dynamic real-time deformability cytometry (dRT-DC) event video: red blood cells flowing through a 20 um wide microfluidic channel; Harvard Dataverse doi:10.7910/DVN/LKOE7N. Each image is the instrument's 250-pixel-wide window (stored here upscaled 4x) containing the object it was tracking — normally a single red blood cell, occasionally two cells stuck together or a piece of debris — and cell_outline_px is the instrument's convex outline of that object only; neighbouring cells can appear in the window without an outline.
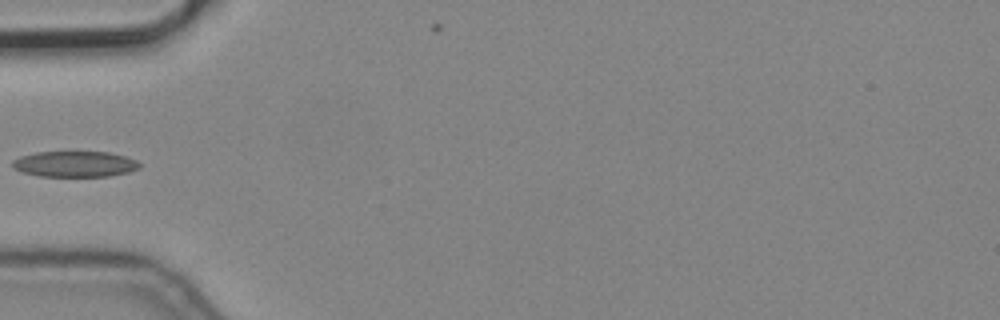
{"species": "common noctule bat (a hibernating species)", "species_latin": "Nyctalus noctula", "temperature_condition": "cold", "stored_images_in_passage": 8, "camera_frame_rate_fps": 3000, "um_per_image_px": 0.085, "animal": {"sex": "male", "body_mass_g": 19.2, "forearm_length_mm": 51.8}, "frame": {"image": 1, "passage_image": 6, "time_ms": 1.667, "image_size_px": [1000, 320], "cell_outline_px": [[140, 168], [128, 172], [108, 176], [40, 176], [20, 172], [12, 168], [12, 160], [20, 156], [36, 152], [108, 152], [124, 156], [136, 160], [140, 164]], "centroid_in_image_um": [6.32, 13.94], "position_along_channel_um": 78.7, "area_um2": 19.13}}
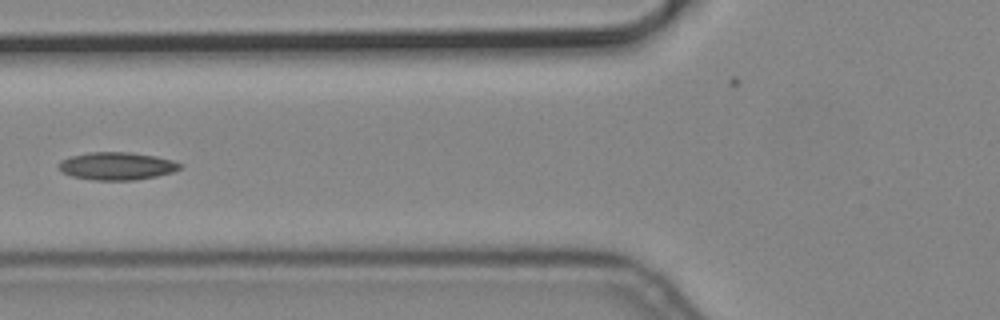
{"frame": {"image": 2, "passage_image": 7, "time_ms": 2.0, "image_size_px": [1000, 320], "cell_outline_px": [[180, 168], [172, 172], [156, 176], [136, 180], [96, 180], [72, 176], [64, 172], [60, 168], [60, 160], [68, 156], [88, 152], [132, 152], [156, 156], [172, 160], [180, 164]], "centroid_in_image_um": [9.92, 14.1], "position_along_channel_um": 115.9, "area_um2": 19.48}}